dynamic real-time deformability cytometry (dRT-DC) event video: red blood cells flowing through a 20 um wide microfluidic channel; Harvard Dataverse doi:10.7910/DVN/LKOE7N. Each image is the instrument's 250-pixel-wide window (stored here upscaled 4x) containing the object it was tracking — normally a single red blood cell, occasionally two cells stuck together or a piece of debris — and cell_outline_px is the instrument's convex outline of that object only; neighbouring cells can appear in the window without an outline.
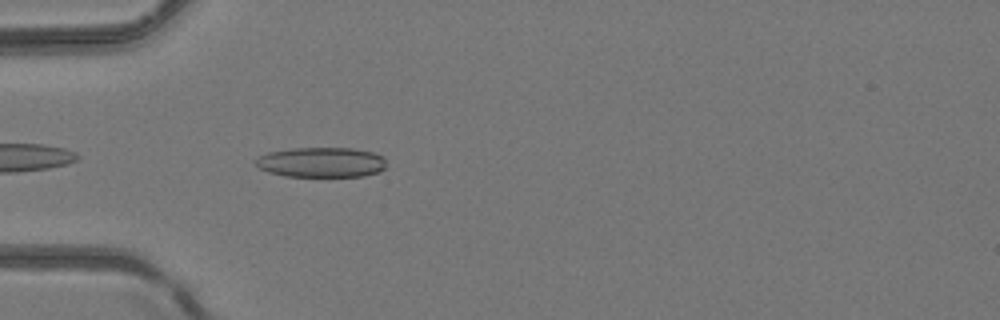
{"species": "common noctule bat (a hibernating species)", "species_latin": "Nyctalus noctula", "temperature_condition": "room temperature", "stored_images_in_passage": 37, "camera_frame_rate_fps": 3000, "um_per_image_px": 0.085, "animal": {"sex": "female", "body_mass_g": 24.6, "forearm_length_mm": 56.2}, "frame": {"image": 1, "passage_image": 3, "time_ms": 0.667, "image_size_px": [1000, 320], "cell_outline_px": [[384, 168], [380, 172], [364, 176], [284, 176], [268, 172], [260, 168], [252, 160], [256, 156], [268, 152], [292, 148], [352, 148], [372, 152], [384, 156]], "centroid_in_image_um": [27.27, 13.79], "position_along_channel_um": 57.7, "area_um2": 23.06}}
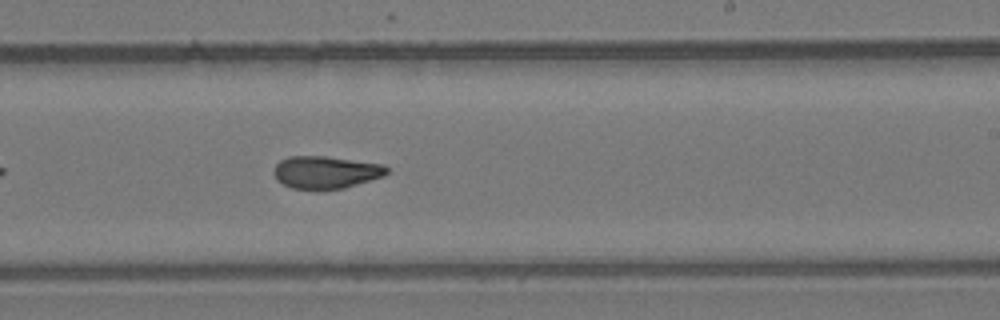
{"frame": {"image": 2, "passage_image": 18, "time_ms": 5.667, "image_size_px": [1000, 320], "cell_outline_px": [[388, 172], [384, 176], [344, 188], [316, 192], [292, 188], [276, 180], [272, 172], [276, 164], [280, 160], [288, 156], [324, 156], [384, 164], [388, 168]], "centroid_in_image_um": [27.66, 14.67], "position_along_channel_um": 261.3, "area_um2": 21.96}}
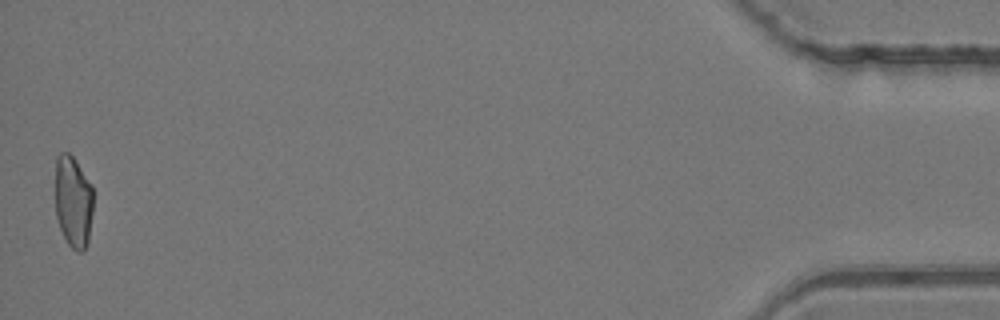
{"frame": {"image": 3, "passage_image": 37, "time_ms": 12.0, "image_size_px": [1000, 320], "cell_outline_px": [[92, 212], [88, 244], [84, 252], [76, 252], [68, 244], [60, 228], [56, 216], [56, 156], [60, 152], [68, 152], [76, 160], [92, 184]], "centroid_in_image_um": [6.23, 17.14], "position_along_channel_um": 429.0, "area_um2": 20.58}, "authors_computed_cell_mechanics": {"area_um2": 21.5016, "velocity_mm_per_s": 4.1795, "shape_relaxation_time_tau1_ms": null, "shape_relaxation_time_tau2_ms": 1.985, "deformation_change_tau1": null, "deformation_change_tau2": 0.0994}}